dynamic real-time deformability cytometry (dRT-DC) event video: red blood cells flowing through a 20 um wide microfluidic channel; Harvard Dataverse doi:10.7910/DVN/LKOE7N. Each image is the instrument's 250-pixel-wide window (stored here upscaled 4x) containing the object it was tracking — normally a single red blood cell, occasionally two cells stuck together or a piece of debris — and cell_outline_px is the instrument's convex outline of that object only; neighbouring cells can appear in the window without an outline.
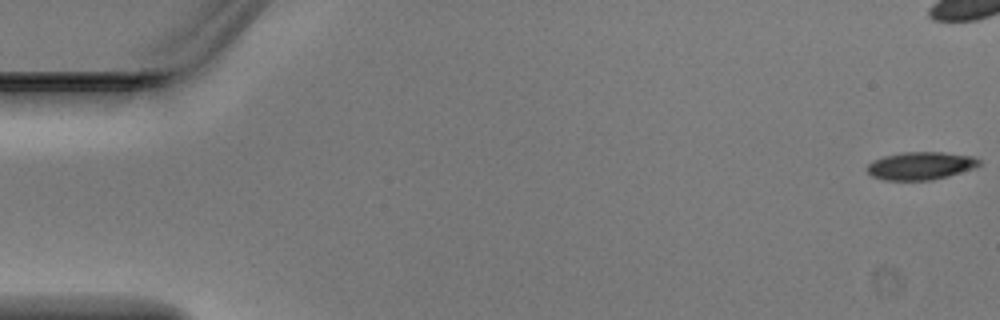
{"species": "Egyptian fruit bat (a non-hibernating species)", "species_latin": "Rousettus aegyptiacus", "temperature_condition": "warm", "stored_images_in_passage": 8, "camera_frame_rate_fps": 3000, "um_per_image_px": 0.085, "animal": {"sex": "male"}, "frame": {"image": 1, "passage_image": 1, "time_ms": 0.0, "image_size_px": [1000, 320], "cell_outline_px": [[980, 164], [976, 168], [948, 176], [932, 180], [884, 180], [872, 176], [868, 172], [868, 164], [872, 160], [884, 156], [904, 152], [940, 152], [972, 156], [980, 160]], "centroid_in_image_um": [78.26, 14.09], "position_along_channel_um": 6.7, "area_um2": 18.15}}
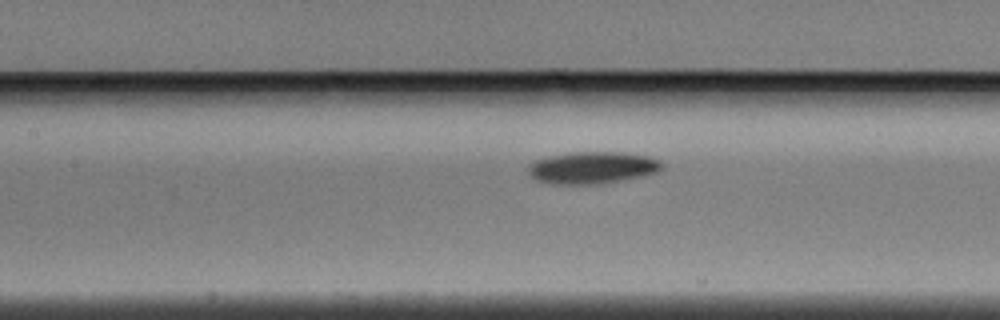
{"frame": {"image": 2, "passage_image": 8, "time_ms": 2.333, "image_size_px": [1000, 320], "cell_outline_px": [[660, 168], [656, 172], [644, 176], [604, 184], [552, 184], [536, 180], [528, 176], [528, 164], [536, 160], [568, 152], [624, 152], [648, 156], [656, 160], [660, 164]], "centroid_in_image_um": [50.29, 14.26], "position_along_channel_um": 157.1, "area_um2": 25.03}}